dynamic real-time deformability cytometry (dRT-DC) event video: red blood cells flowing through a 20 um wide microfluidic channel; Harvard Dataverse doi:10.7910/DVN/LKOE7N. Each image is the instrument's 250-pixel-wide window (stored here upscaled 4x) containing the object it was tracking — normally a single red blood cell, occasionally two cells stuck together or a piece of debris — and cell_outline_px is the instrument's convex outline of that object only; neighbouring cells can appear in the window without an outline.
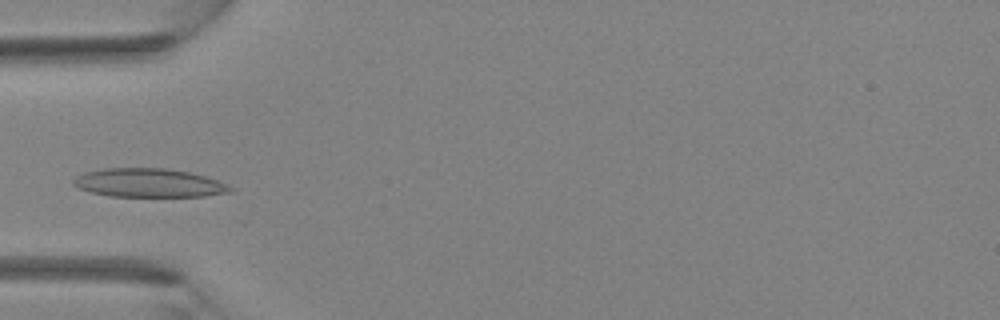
{"species": "Egyptian fruit bat (a non-hibernating species)", "species_latin": "Rousettus aegyptiacus", "temperature_condition": "room temperature", "stored_images_in_passage": 20, "camera_frame_rate_fps": 3000, "um_per_image_px": 0.085, "animal": {"sex": "female"}, "frame": {"image": 1, "passage_image": 11, "time_ms": 3.333, "image_size_px": [1000, 320], "cell_outline_px": [[236, 188], [232, 192], [204, 196], [108, 196], [76, 188], [72, 184], [72, 180], [76, 176], [84, 172], [104, 168], [168, 168], [188, 172], [204, 176], [216, 180]], "centroid_in_image_um": [12.62, 15.54], "position_along_channel_um": 72.4, "area_um2": 26.3}}
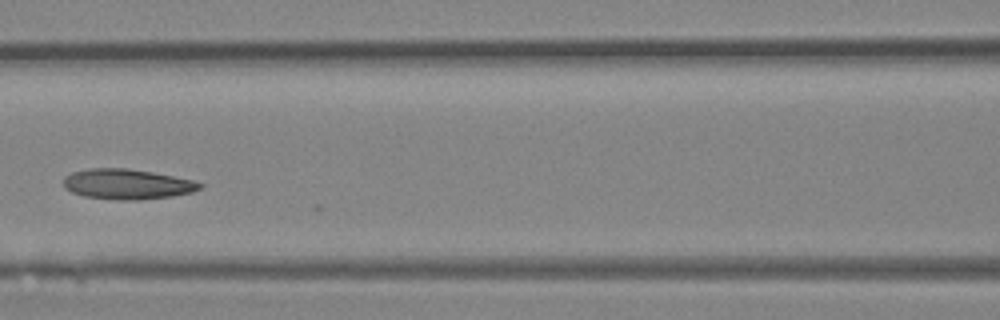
{"frame": {"image": 2, "passage_image": 16, "time_ms": 5.0, "image_size_px": [1000, 320], "cell_outline_px": [[204, 188], [192, 192], [172, 196], [140, 200], [124, 200], [84, 196], [72, 192], [64, 188], [64, 176], [72, 172], [88, 168], [124, 168], [152, 172], [192, 180], [204, 184]], "centroid_in_image_um": [10.81, 15.65], "position_along_channel_um": 155.8, "area_um2": 23.99}}
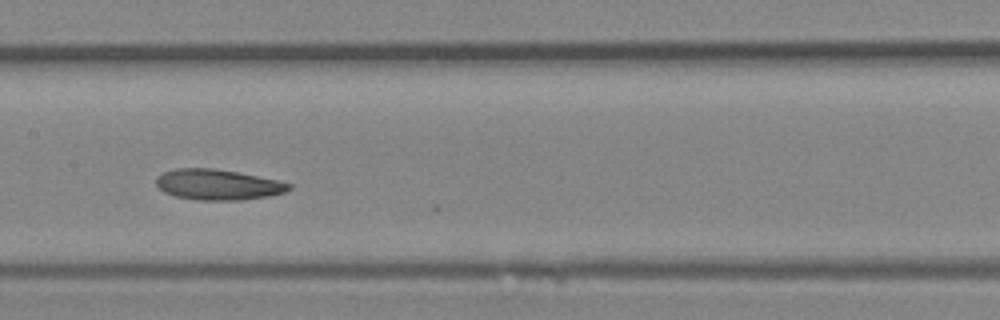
{"frame": {"image": 3, "passage_image": 18, "time_ms": 5.667, "image_size_px": [1000, 320], "cell_outline_px": [[292, 188], [284, 192], [268, 196], [240, 200], [200, 200], [176, 196], [164, 192], [156, 184], [156, 176], [164, 172], [176, 168], [216, 168], [276, 180], [292, 184]], "centroid_in_image_um": [18.5, 15.69], "position_along_channel_um": 188.9, "area_um2": 23.47}}